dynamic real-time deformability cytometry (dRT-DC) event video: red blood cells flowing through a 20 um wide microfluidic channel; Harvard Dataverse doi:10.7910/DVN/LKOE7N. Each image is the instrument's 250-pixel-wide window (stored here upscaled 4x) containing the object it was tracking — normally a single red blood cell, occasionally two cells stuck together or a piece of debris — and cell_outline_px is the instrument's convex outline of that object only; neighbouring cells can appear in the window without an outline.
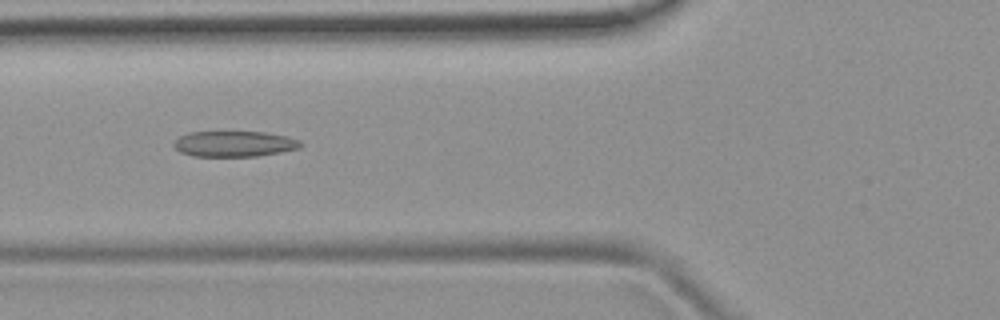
{"species": "common noctule bat (a hibernating species)", "species_latin": "Nyctalus noctula", "temperature_condition": "room temperature", "stored_images_in_passage": 52, "camera_frame_rate_fps": 3000, "um_per_image_px": 0.085, "animal": {"sex": "female", "body_mass_g": 19.9}, "frame": {"image": 1, "passage_image": 20, "time_ms": 6.333, "image_size_px": [1000, 320], "cell_outline_px": [[304, 144], [300, 148], [280, 152], [256, 156], [192, 156], [180, 152], [172, 144], [180, 136], [188, 132], [264, 132], [288, 136], [300, 140]], "centroid_in_image_um": [19.94, 12.22], "position_along_channel_um": 105.9, "area_um2": 19.02}}
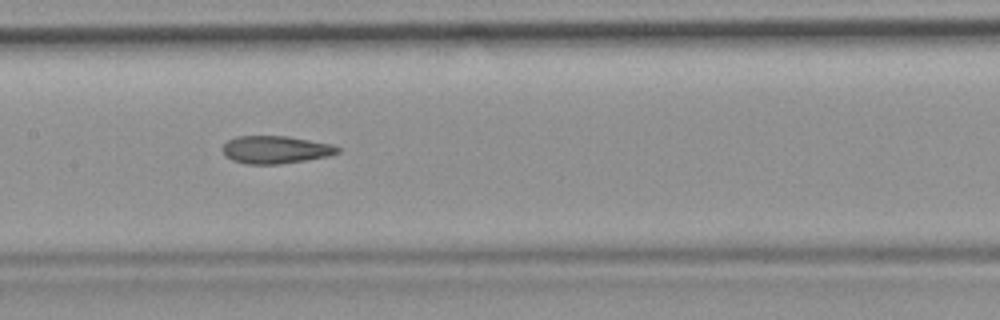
{"frame": {"image": 2, "passage_image": 26, "time_ms": 8.333, "image_size_px": [1000, 320], "cell_outline_px": [[340, 152], [328, 156], [280, 164], [244, 164], [232, 160], [224, 156], [224, 144], [228, 140], [236, 136], [288, 136], [332, 144], [340, 148]], "centroid_in_image_um": [23.42, 12.72], "position_along_channel_um": 184.0, "area_um2": 18.55}}
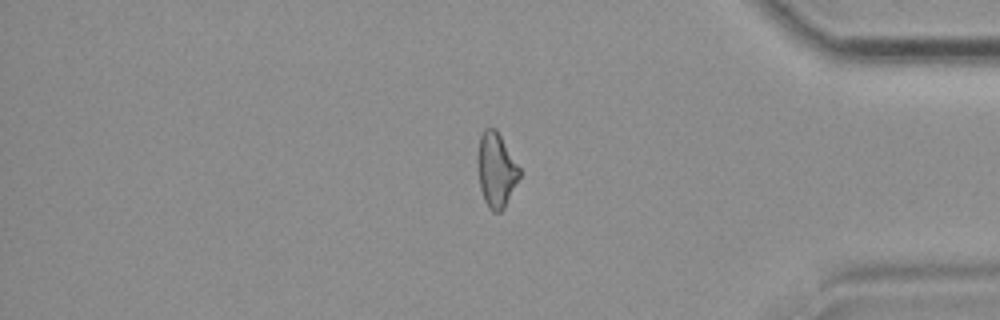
{"frame": {"image": 3, "passage_image": 44, "time_ms": 14.333, "image_size_px": [1000, 320], "cell_outline_px": [[520, 176], [504, 208], [500, 212], [492, 212], [488, 208], [484, 200], [480, 188], [476, 160], [476, 156], [480, 136], [484, 128], [496, 128], [520, 168]], "centroid_in_image_um": [42.15, 14.44], "position_along_channel_um": 393.1, "area_um2": 18.32}, "authors_computed_cell_mechanics": {"area_um2": 19.3341, "velocity_mm_per_s": 3.8905, "shape_relaxation_time_tau1_ms": null, "shape_relaxation_time_tau2_ms": 3.0702, "deformation_change_tau1": null, "deformation_change_tau2": 0.1158}}